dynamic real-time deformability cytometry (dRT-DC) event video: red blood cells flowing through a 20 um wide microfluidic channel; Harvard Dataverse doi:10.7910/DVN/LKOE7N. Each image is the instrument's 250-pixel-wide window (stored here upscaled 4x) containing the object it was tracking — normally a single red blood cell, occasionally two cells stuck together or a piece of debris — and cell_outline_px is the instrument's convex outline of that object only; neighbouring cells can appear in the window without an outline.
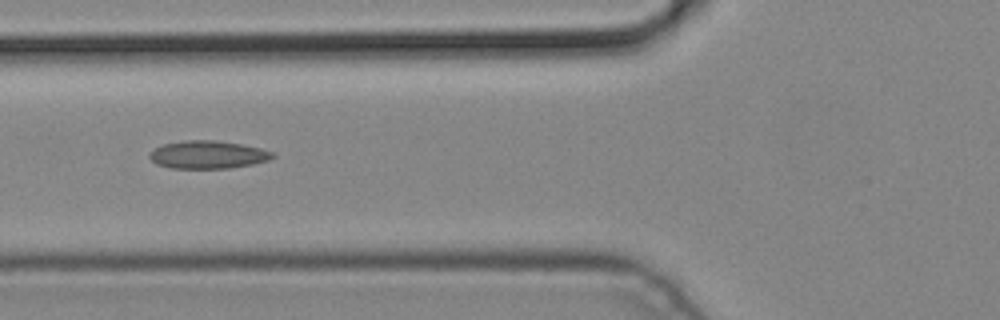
{"species": "common noctule bat (a hibernating species)", "species_latin": "Nyctalus noctula", "temperature_condition": "cold", "stored_images_in_passage": 4, "camera_frame_rate_fps": 3000, "um_per_image_px": 0.085, "animal": {"sex": "male", "body_mass_g": 19.2, "forearm_length_mm": 51.8}, "frame": {"image": 1, "passage_image": 4, "time_ms": 1.0, "image_size_px": [1000, 320], "cell_outline_px": [[276, 156], [268, 160], [252, 164], [228, 168], [172, 168], [156, 164], [148, 156], [156, 148], [164, 144], [184, 140], [216, 140], [240, 144], [260, 148], [272, 152]], "centroid_in_image_um": [17.67, 13.14], "position_along_channel_um": 108.1, "area_um2": 19.77}}